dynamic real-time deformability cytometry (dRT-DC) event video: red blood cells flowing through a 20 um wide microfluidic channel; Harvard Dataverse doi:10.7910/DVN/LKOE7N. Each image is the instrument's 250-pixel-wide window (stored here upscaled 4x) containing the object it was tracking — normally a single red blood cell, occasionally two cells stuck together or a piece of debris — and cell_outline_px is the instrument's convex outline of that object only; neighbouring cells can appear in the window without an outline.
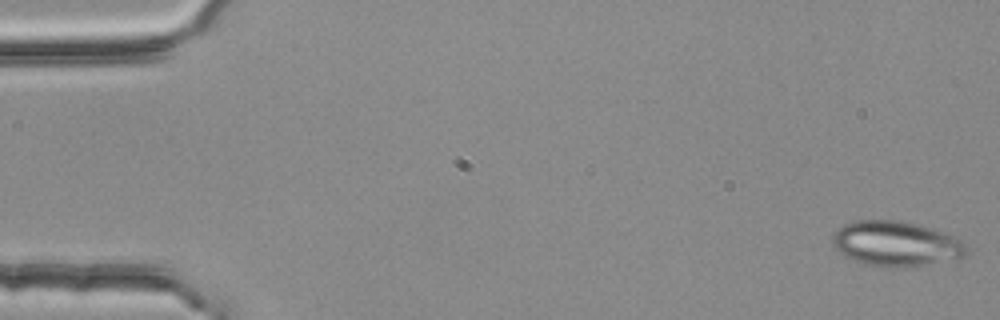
{"species": "common noctule bat (a hibernating species)", "species_latin": "Nyctalus noctula", "temperature_condition": "room temperature", "stored_images_in_passage": 5, "camera_frame_rate_fps": 3000, "um_per_image_px": 0.085, "animal": {"sex": "female", "body_mass_g": 25.1}, "frame": {"image": 1, "passage_image": 1, "time_ms": 0.0, "image_size_px": [1000, 320], "cell_outline_px": [[972, 252], [964, 256], [920, 264], [864, 264], [844, 256], [836, 252], [832, 248], [832, 236], [844, 224], [856, 220], [900, 220], [920, 224], [944, 232], [952, 236], [964, 244]], "centroid_in_image_um": [76.1, 20.65], "position_along_channel_um": 8.9, "area_um2": 34.22}}